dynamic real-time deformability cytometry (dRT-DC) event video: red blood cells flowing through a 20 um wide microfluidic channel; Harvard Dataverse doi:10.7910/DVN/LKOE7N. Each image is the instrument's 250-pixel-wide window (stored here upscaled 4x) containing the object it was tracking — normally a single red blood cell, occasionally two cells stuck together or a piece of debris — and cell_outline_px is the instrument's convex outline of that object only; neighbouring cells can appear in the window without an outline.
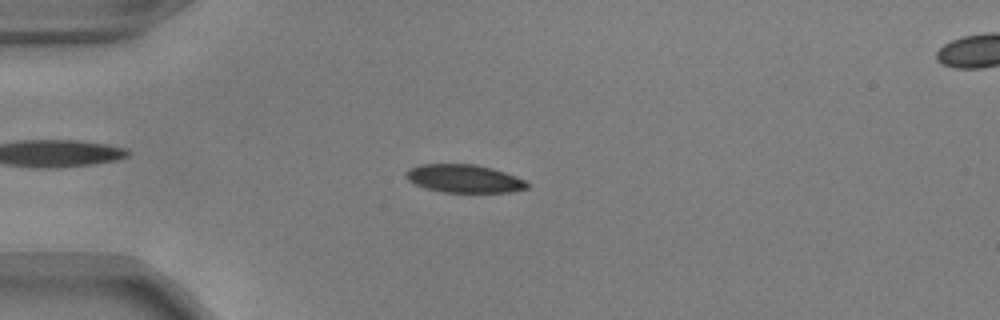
{"species": "common noctule bat (a hibernating species)", "species_latin": "Nyctalus noctula", "temperature_condition": "warm", "stored_images_in_passage": 53, "camera_frame_rate_fps": 3000, "um_per_image_px": 0.085, "animal": {"sex": "male", "body_mass_g": 17.9, "forearm_length_mm": 54.2}, "frame": {"image": 1, "passage_image": 14, "time_ms": 4.333, "image_size_px": [1000, 320], "cell_outline_px": [[528, 188], [512, 192], [444, 192], [424, 188], [408, 180], [404, 176], [404, 172], [408, 168], [420, 164], [476, 164], [492, 168], [516, 176], [524, 180], [528, 184]], "centroid_in_image_um": [39.41, 15.17], "position_along_channel_um": 45.6, "area_um2": 19.94}}
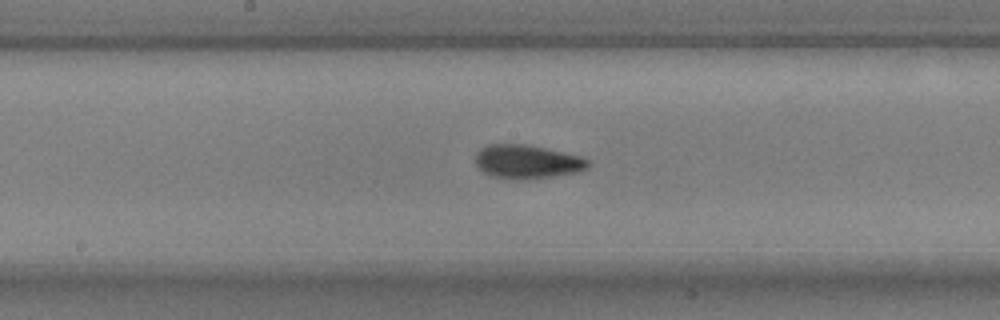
{"frame": {"image": 2, "passage_image": 28, "time_ms": 9.0, "image_size_px": [1000, 320], "cell_outline_px": [[592, 164], [588, 168], [576, 172], [552, 176], [520, 180], [516, 180], [492, 176], [484, 172], [476, 164], [476, 152], [480, 148], [488, 144], [528, 144], [584, 156], [592, 160]], "centroid_in_image_um": [44.86, 13.73], "position_along_channel_um": 203.3, "area_um2": 22.48}}
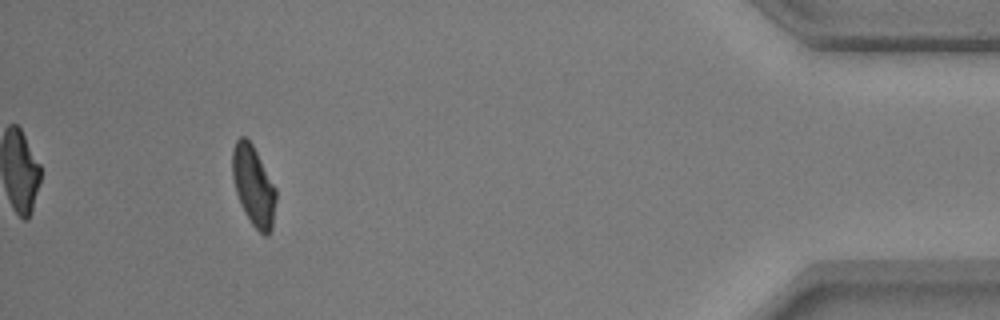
{"frame": {"image": 3, "passage_image": 49, "time_ms": 16.0, "image_size_px": [1000, 320], "cell_outline_px": [[276, 200], [272, 228], [268, 236], [264, 236], [252, 224], [244, 212], [240, 204], [236, 192], [232, 176], [232, 148], [236, 140], [240, 136], [244, 136], [252, 144], [276, 188]], "centroid_in_image_um": [21.54, 15.8], "position_along_channel_um": 413.7, "area_um2": 20.35}, "authors_computed_cell_mechanics": {"area_um2": 20.7502, "velocity_mm_per_s": 3.8304, "shape_relaxation_time_tau1_ms": 3.626, "shape_relaxation_time_tau2_ms": 1.1047, "deformation_change_tau1": 0.1458, "deformation_change_tau2": 0.0476}}